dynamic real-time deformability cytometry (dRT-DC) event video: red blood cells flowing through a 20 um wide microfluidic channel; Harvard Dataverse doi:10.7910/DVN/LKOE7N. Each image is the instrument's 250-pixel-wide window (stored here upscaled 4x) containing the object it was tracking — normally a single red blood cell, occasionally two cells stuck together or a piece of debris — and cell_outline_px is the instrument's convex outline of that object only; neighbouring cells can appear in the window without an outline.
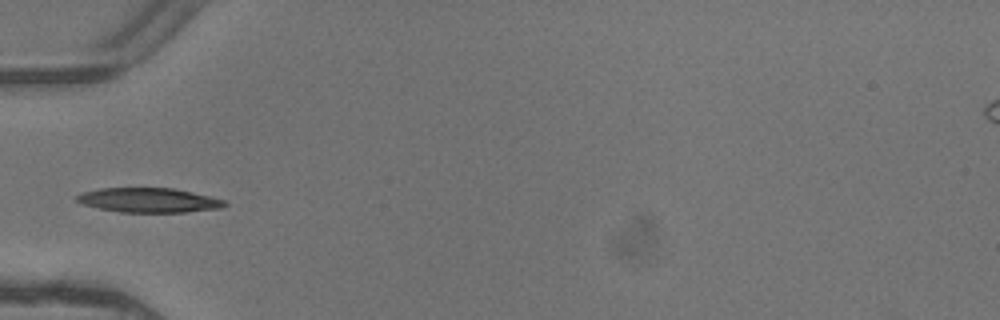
{"species": "common noctule bat (a hibernating species)", "species_latin": "Nyctalus noctula", "temperature_condition": "warm", "stored_images_in_passage": 5, "camera_frame_rate_fps": 3000, "um_per_image_px": 0.085, "animal": {"sex": "female"}, "frame": {"image": 1, "passage_image": 5, "time_ms": 1.333, "image_size_px": [1000, 320], "cell_outline_px": [[228, 204], [220, 208], [184, 212], [120, 212], [100, 208], [84, 204], [76, 200], [76, 196], [80, 192], [100, 188], [172, 188], [192, 192], [224, 200]], "centroid_in_image_um": [12.62, 17.01], "position_along_channel_um": 72.4, "area_um2": 20.92}}